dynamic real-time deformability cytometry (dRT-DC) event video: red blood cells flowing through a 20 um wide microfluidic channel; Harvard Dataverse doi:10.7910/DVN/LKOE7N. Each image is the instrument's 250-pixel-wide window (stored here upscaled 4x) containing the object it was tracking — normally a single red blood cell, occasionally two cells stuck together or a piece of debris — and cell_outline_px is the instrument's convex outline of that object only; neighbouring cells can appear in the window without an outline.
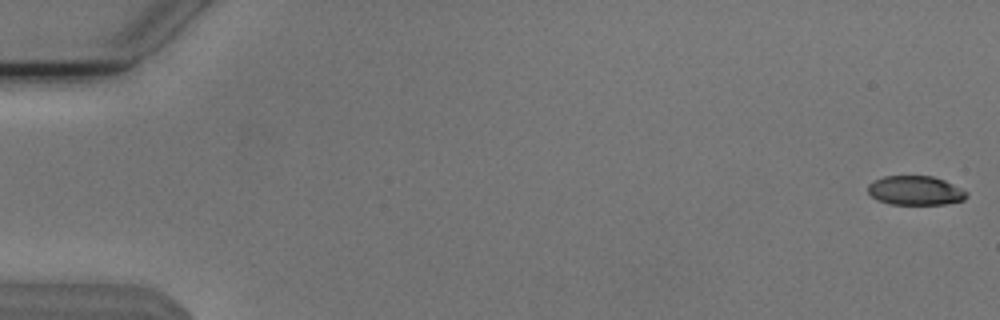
{"species": "Egyptian fruit bat (a non-hibernating species)", "species_latin": "Rousettus aegyptiacus", "temperature_condition": "cold", "stored_images_in_passage": 9, "camera_frame_rate_fps": 3000, "um_per_image_px": 0.085, "animal": {"sex": "male"}, "frame": {"image": 1, "passage_image": 1, "time_ms": 0.0, "image_size_px": [1000, 320], "cell_outline_px": [[968, 196], [964, 200], [944, 204], [892, 204], [876, 200], [868, 192], [868, 184], [872, 180], [884, 176], [932, 176], [944, 180], [968, 192]], "centroid_in_image_um": [77.79, 16.19], "position_along_channel_um": 7.2, "area_um2": 16.82}}